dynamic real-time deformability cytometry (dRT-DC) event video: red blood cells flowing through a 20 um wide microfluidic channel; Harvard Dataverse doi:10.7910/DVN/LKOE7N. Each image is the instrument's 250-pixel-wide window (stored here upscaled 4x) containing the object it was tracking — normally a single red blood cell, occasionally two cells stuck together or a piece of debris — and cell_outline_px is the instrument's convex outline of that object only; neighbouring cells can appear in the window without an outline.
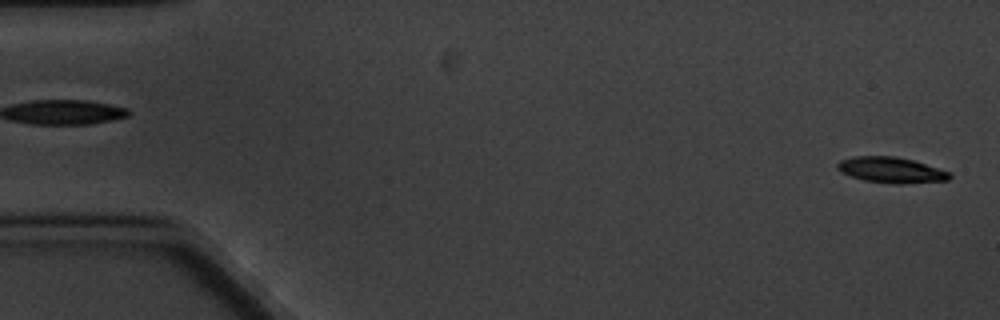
{"species": "common noctule bat (a hibernating species)", "species_latin": "Nyctalus noctula", "temperature_condition": "cold", "stored_images_in_passage": 5, "segment_of_instrument_passage": [2, 2], "camera_frame_rate_fps": 3000, "um_per_image_px": 0.085, "animal": {"sex": "male", "body_mass_g": 20.1, "forearm_length_mm": 53.5}, "frame": {"image": 1, "passage_image": 5, "time_ms": 4.667, "image_size_px": [1000, 320], "cell_outline_px": [[952, 176], [948, 180], [904, 184], [892, 184], [864, 180], [840, 172], [836, 168], [836, 164], [840, 160], [852, 156], [896, 156], [912, 160], [948, 172]], "centroid_in_image_um": [75.69, 14.45], "position_along_channel_um": 9.3, "area_um2": 16.76}}